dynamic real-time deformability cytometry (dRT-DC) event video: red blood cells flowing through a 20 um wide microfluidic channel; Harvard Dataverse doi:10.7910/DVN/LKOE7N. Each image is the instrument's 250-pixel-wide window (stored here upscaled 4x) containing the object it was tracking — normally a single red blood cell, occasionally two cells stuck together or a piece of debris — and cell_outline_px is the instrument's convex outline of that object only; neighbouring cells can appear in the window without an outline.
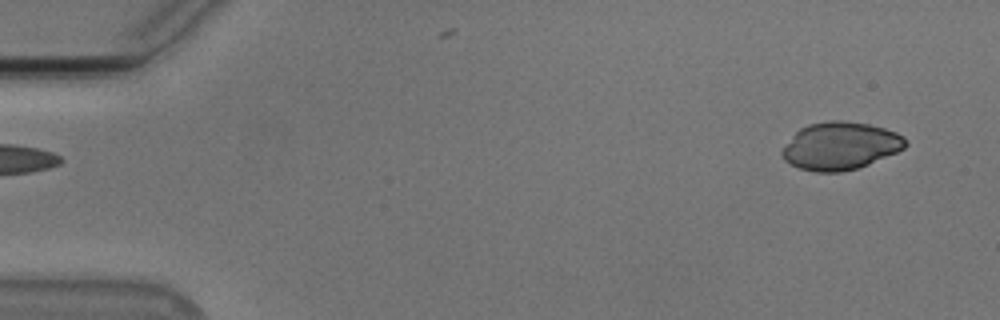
{"species": "Egyptian fruit bat (a non-hibernating species)", "species_latin": "Rousettus aegyptiacus", "temperature_condition": "cold", "stored_images_in_passage": 51, "camera_frame_rate_fps": 3000, "um_per_image_px": 0.085, "animal": {"sex": "male"}, "frame": {"image": 1, "passage_image": 1, "time_ms": 0.0, "image_size_px": [1000, 320], "cell_outline_px": [[908, 144], [904, 148], [896, 152], [868, 164], [856, 168], [840, 172], [816, 172], [800, 168], [784, 160], [780, 152], [784, 144], [800, 128], [808, 124], [828, 120], [840, 120], [868, 124], [884, 128], [896, 132], [904, 136], [908, 140]], "centroid_in_image_um": [71.42, 12.39], "position_along_channel_um": 13.6, "area_um2": 34.28}}